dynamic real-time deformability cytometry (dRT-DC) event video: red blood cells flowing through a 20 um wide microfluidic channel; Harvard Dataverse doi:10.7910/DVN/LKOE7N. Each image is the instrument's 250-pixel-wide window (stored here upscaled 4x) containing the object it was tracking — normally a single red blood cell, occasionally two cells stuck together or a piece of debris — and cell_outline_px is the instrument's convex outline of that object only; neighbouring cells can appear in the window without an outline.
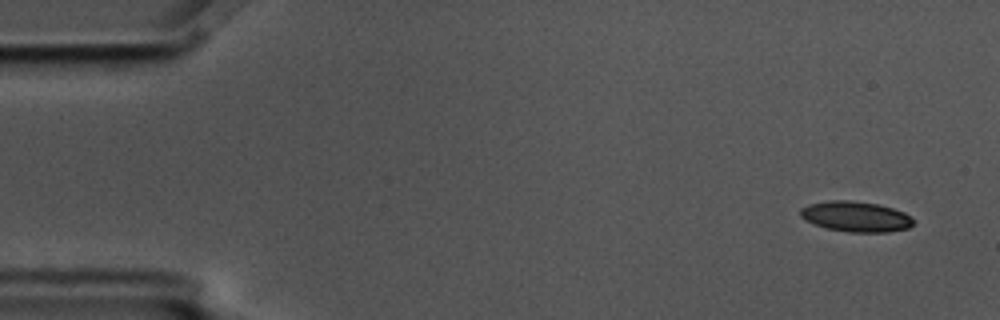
{"species": "common noctule bat (a hibernating species)", "species_latin": "Nyctalus noctula", "temperature_condition": "cold", "stored_images_in_passage": 7, "camera_frame_rate_fps": 3000, "um_per_image_px": 0.085, "animal": {"sex": "male", "body_mass_g": 17.5, "forearm_length_mm": 52.3}, "frame": {"image": 1, "passage_image": 1, "time_ms": 0.0, "image_size_px": [1000, 320], "cell_outline_px": [[912, 224], [908, 228], [888, 232], [848, 232], [824, 228], [804, 220], [800, 216], [800, 208], [808, 204], [832, 200], [852, 200], [876, 204], [892, 208], [904, 212], [912, 220]], "centroid_in_image_um": [72.68, 18.41], "position_along_channel_um": 12.3, "area_um2": 20.0}}
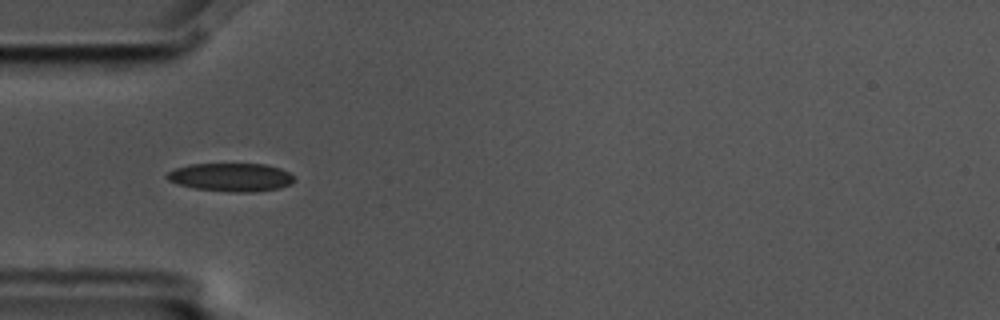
{"frame": {"image": 2, "passage_image": 5, "time_ms": 1.333, "image_size_px": [1000, 320], "cell_outline_px": [[292, 184], [280, 188], [252, 192], [232, 192], [196, 188], [180, 184], [168, 180], [164, 176], [168, 172], [176, 168], [188, 164], [264, 164], [280, 168], [288, 172], [292, 176]], "centroid_in_image_um": [19.63, 15.06], "position_along_channel_um": 65.4, "area_um2": 20.81}}